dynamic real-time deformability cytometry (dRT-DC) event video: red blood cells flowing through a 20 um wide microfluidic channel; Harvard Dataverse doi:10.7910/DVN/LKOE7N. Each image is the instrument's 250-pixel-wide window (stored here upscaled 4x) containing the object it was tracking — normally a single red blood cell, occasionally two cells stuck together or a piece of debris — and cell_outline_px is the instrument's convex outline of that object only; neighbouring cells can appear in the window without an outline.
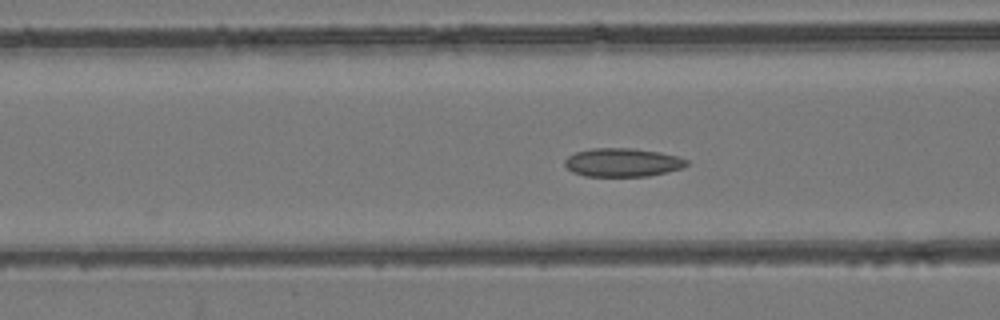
{"species": "common noctule bat (a hibernating species)", "species_latin": "Nyctalus noctula", "temperature_condition": "room temperature", "stored_images_in_passage": 28, "camera_frame_rate_fps": 3000, "um_per_image_px": 0.085, "animal": {"sex": "female", "body_mass_g": 24.6, "forearm_length_mm": 56.2}, "frame": {"image": 1, "passage_image": 7, "time_ms": 2.0, "image_size_px": [1000, 320], "cell_outline_px": [[688, 164], [680, 168], [648, 176], [584, 176], [572, 172], [564, 164], [564, 160], [568, 156], [576, 152], [592, 148], [632, 148], [660, 152], [676, 156], [688, 160]], "centroid_in_image_um": [52.87, 13.8], "position_along_channel_um": 113.7, "area_um2": 20.11}}
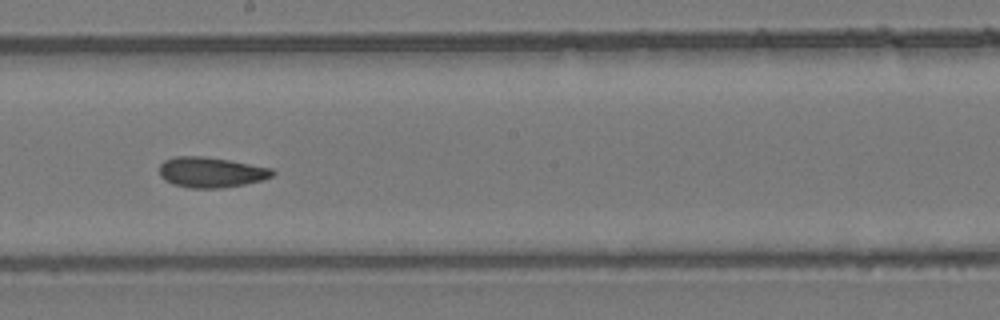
{"frame": {"image": 2, "passage_image": 16, "time_ms": 5.0, "image_size_px": [1000, 320], "cell_outline_px": [[276, 172], [272, 176], [260, 180], [244, 184], [220, 188], [192, 188], [172, 184], [164, 180], [160, 176], [160, 164], [164, 160], [176, 156], [204, 156], [228, 160], [272, 168]], "centroid_in_image_um": [17.91, 14.64], "position_along_channel_um": 230.3, "area_um2": 19.94}}
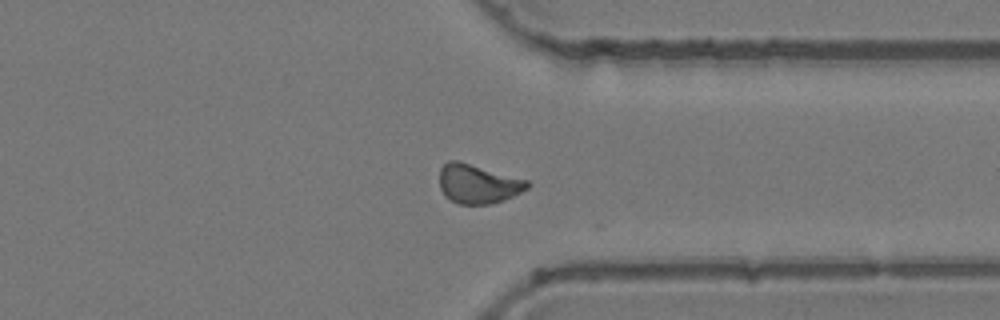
{"frame": {"image": 3, "passage_image": 27, "time_ms": 8.667, "image_size_px": [1000, 320], "cell_outline_px": [[532, 184], [528, 188], [504, 200], [492, 204], [460, 204], [444, 196], [440, 188], [440, 168], [448, 160], [456, 160], [528, 180]], "centroid_in_image_um": [40.62, 15.63], "position_along_channel_um": 370.8, "area_um2": 19.94}, "authors_computed_cell_mechanics": {"area_um2": 19.7387, "velocity_mm_per_s": 3.8857, "shape_relaxation_time_tau1_ms": null, "shape_relaxation_time_tau2_ms": 2.1811, "deformation_change_tau1": null, "deformation_change_tau2": 0.0825}}